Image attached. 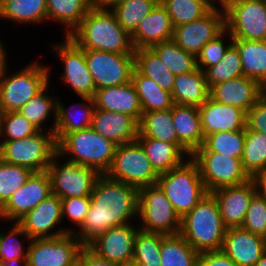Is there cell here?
Returning a JSON list of instances; mask_svg holds the SVG:
<instances>
[{"mask_svg": "<svg viewBox=\"0 0 266 266\" xmlns=\"http://www.w3.org/2000/svg\"><path fill=\"white\" fill-rule=\"evenodd\" d=\"M139 189L101 174L90 195L91 205L74 235L87 246L111 227L138 219Z\"/></svg>", "mask_w": 266, "mask_h": 266, "instance_id": "6da1fadb", "label": "cell"}, {"mask_svg": "<svg viewBox=\"0 0 266 266\" xmlns=\"http://www.w3.org/2000/svg\"><path fill=\"white\" fill-rule=\"evenodd\" d=\"M83 50L134 54L131 35L117 22L111 10L91 8L68 36Z\"/></svg>", "mask_w": 266, "mask_h": 266, "instance_id": "7a4b0ae2", "label": "cell"}, {"mask_svg": "<svg viewBox=\"0 0 266 266\" xmlns=\"http://www.w3.org/2000/svg\"><path fill=\"white\" fill-rule=\"evenodd\" d=\"M226 227L217 200L207 193L181 219L180 235L198 252L218 251L223 245Z\"/></svg>", "mask_w": 266, "mask_h": 266, "instance_id": "3957f363", "label": "cell"}, {"mask_svg": "<svg viewBox=\"0 0 266 266\" xmlns=\"http://www.w3.org/2000/svg\"><path fill=\"white\" fill-rule=\"evenodd\" d=\"M8 66L6 62L0 69V113L18 111L52 78L50 65L38 60L11 74Z\"/></svg>", "mask_w": 266, "mask_h": 266, "instance_id": "277c9868", "label": "cell"}, {"mask_svg": "<svg viewBox=\"0 0 266 266\" xmlns=\"http://www.w3.org/2000/svg\"><path fill=\"white\" fill-rule=\"evenodd\" d=\"M116 148V144L91 127L71 132L57 143V153L62 159L92 167L100 174H105L110 168Z\"/></svg>", "mask_w": 266, "mask_h": 266, "instance_id": "5b68a950", "label": "cell"}, {"mask_svg": "<svg viewBox=\"0 0 266 266\" xmlns=\"http://www.w3.org/2000/svg\"><path fill=\"white\" fill-rule=\"evenodd\" d=\"M182 219L208 193L197 164L189 157L180 166L160 173L156 183Z\"/></svg>", "mask_w": 266, "mask_h": 266, "instance_id": "8992f818", "label": "cell"}, {"mask_svg": "<svg viewBox=\"0 0 266 266\" xmlns=\"http://www.w3.org/2000/svg\"><path fill=\"white\" fill-rule=\"evenodd\" d=\"M57 154V142L53 132L38 133L16 140L0 141V159L23 166L32 172H44Z\"/></svg>", "mask_w": 266, "mask_h": 266, "instance_id": "52a82bcc", "label": "cell"}, {"mask_svg": "<svg viewBox=\"0 0 266 266\" xmlns=\"http://www.w3.org/2000/svg\"><path fill=\"white\" fill-rule=\"evenodd\" d=\"M138 218L145 232L176 235L181 230V218L157 184L139 189Z\"/></svg>", "mask_w": 266, "mask_h": 266, "instance_id": "ba28073f", "label": "cell"}, {"mask_svg": "<svg viewBox=\"0 0 266 266\" xmlns=\"http://www.w3.org/2000/svg\"><path fill=\"white\" fill-rule=\"evenodd\" d=\"M105 175L137 189L155 185L159 176L138 140L117 146L111 166Z\"/></svg>", "mask_w": 266, "mask_h": 266, "instance_id": "9c48e42d", "label": "cell"}, {"mask_svg": "<svg viewBox=\"0 0 266 266\" xmlns=\"http://www.w3.org/2000/svg\"><path fill=\"white\" fill-rule=\"evenodd\" d=\"M190 157L197 164L208 193L222 187L240 185L252 179L239 158L216 152H193Z\"/></svg>", "mask_w": 266, "mask_h": 266, "instance_id": "30bf717a", "label": "cell"}, {"mask_svg": "<svg viewBox=\"0 0 266 266\" xmlns=\"http://www.w3.org/2000/svg\"><path fill=\"white\" fill-rule=\"evenodd\" d=\"M47 172L51 179V192L61 199L90 196L96 180L101 175L92 167L67 160L64 162L58 153L50 162Z\"/></svg>", "mask_w": 266, "mask_h": 266, "instance_id": "8fae6325", "label": "cell"}, {"mask_svg": "<svg viewBox=\"0 0 266 266\" xmlns=\"http://www.w3.org/2000/svg\"><path fill=\"white\" fill-rule=\"evenodd\" d=\"M225 25L233 38L266 40V1L232 0L225 8Z\"/></svg>", "mask_w": 266, "mask_h": 266, "instance_id": "7c38bea8", "label": "cell"}, {"mask_svg": "<svg viewBox=\"0 0 266 266\" xmlns=\"http://www.w3.org/2000/svg\"><path fill=\"white\" fill-rule=\"evenodd\" d=\"M64 41L53 43L52 50L56 52L62 63L63 71L60 81L69 86L78 97L94 98L96 87L85 59V50L80 48L71 38L64 37Z\"/></svg>", "mask_w": 266, "mask_h": 266, "instance_id": "4fadbf2b", "label": "cell"}, {"mask_svg": "<svg viewBox=\"0 0 266 266\" xmlns=\"http://www.w3.org/2000/svg\"><path fill=\"white\" fill-rule=\"evenodd\" d=\"M85 59L96 90L131 82L135 69L134 54L85 50Z\"/></svg>", "mask_w": 266, "mask_h": 266, "instance_id": "5bb4252c", "label": "cell"}, {"mask_svg": "<svg viewBox=\"0 0 266 266\" xmlns=\"http://www.w3.org/2000/svg\"><path fill=\"white\" fill-rule=\"evenodd\" d=\"M84 245L73 234L55 238H34L28 243L27 266H68Z\"/></svg>", "mask_w": 266, "mask_h": 266, "instance_id": "9a60e30c", "label": "cell"}, {"mask_svg": "<svg viewBox=\"0 0 266 266\" xmlns=\"http://www.w3.org/2000/svg\"><path fill=\"white\" fill-rule=\"evenodd\" d=\"M51 193L49 173L33 172L0 208V222H18Z\"/></svg>", "mask_w": 266, "mask_h": 266, "instance_id": "2e32d148", "label": "cell"}, {"mask_svg": "<svg viewBox=\"0 0 266 266\" xmlns=\"http://www.w3.org/2000/svg\"><path fill=\"white\" fill-rule=\"evenodd\" d=\"M62 221L61 198L51 193L17 223L31 239L55 238L67 233H74L76 229H67L62 226L56 230Z\"/></svg>", "mask_w": 266, "mask_h": 266, "instance_id": "e0dca14e", "label": "cell"}, {"mask_svg": "<svg viewBox=\"0 0 266 266\" xmlns=\"http://www.w3.org/2000/svg\"><path fill=\"white\" fill-rule=\"evenodd\" d=\"M226 29L225 11L210 10L202 18L174 27L172 41L195 56Z\"/></svg>", "mask_w": 266, "mask_h": 266, "instance_id": "ac0fdd59", "label": "cell"}, {"mask_svg": "<svg viewBox=\"0 0 266 266\" xmlns=\"http://www.w3.org/2000/svg\"><path fill=\"white\" fill-rule=\"evenodd\" d=\"M135 224L111 227L97 236L87 247L99 257L121 266L132 263L135 236L139 227Z\"/></svg>", "mask_w": 266, "mask_h": 266, "instance_id": "d6986e66", "label": "cell"}, {"mask_svg": "<svg viewBox=\"0 0 266 266\" xmlns=\"http://www.w3.org/2000/svg\"><path fill=\"white\" fill-rule=\"evenodd\" d=\"M256 193L257 186L253 178L243 184L226 186L211 192L217 200L227 229L241 227L250 201Z\"/></svg>", "mask_w": 266, "mask_h": 266, "instance_id": "ffe728a7", "label": "cell"}, {"mask_svg": "<svg viewBox=\"0 0 266 266\" xmlns=\"http://www.w3.org/2000/svg\"><path fill=\"white\" fill-rule=\"evenodd\" d=\"M221 250L237 266H255L266 251V238L241 227L226 229Z\"/></svg>", "mask_w": 266, "mask_h": 266, "instance_id": "44dd1931", "label": "cell"}, {"mask_svg": "<svg viewBox=\"0 0 266 266\" xmlns=\"http://www.w3.org/2000/svg\"><path fill=\"white\" fill-rule=\"evenodd\" d=\"M204 138L212 133L246 130V112L209 97L199 108Z\"/></svg>", "mask_w": 266, "mask_h": 266, "instance_id": "7402d4cb", "label": "cell"}, {"mask_svg": "<svg viewBox=\"0 0 266 266\" xmlns=\"http://www.w3.org/2000/svg\"><path fill=\"white\" fill-rule=\"evenodd\" d=\"M266 92L255 79L240 76L221 82L210 89V97L218 103L232 105L247 112Z\"/></svg>", "mask_w": 266, "mask_h": 266, "instance_id": "603a6c76", "label": "cell"}, {"mask_svg": "<svg viewBox=\"0 0 266 266\" xmlns=\"http://www.w3.org/2000/svg\"><path fill=\"white\" fill-rule=\"evenodd\" d=\"M139 123L131 116L95 109L91 128L117 146L137 140Z\"/></svg>", "mask_w": 266, "mask_h": 266, "instance_id": "cb8c5ba5", "label": "cell"}, {"mask_svg": "<svg viewBox=\"0 0 266 266\" xmlns=\"http://www.w3.org/2000/svg\"><path fill=\"white\" fill-rule=\"evenodd\" d=\"M174 26L166 8L159 1L131 34L134 49L151 48L160 42L172 39Z\"/></svg>", "mask_w": 266, "mask_h": 266, "instance_id": "d4e9b609", "label": "cell"}, {"mask_svg": "<svg viewBox=\"0 0 266 266\" xmlns=\"http://www.w3.org/2000/svg\"><path fill=\"white\" fill-rule=\"evenodd\" d=\"M93 100L95 109L124 113L140 122L143 111L132 82L98 89Z\"/></svg>", "mask_w": 266, "mask_h": 266, "instance_id": "484cf974", "label": "cell"}, {"mask_svg": "<svg viewBox=\"0 0 266 266\" xmlns=\"http://www.w3.org/2000/svg\"><path fill=\"white\" fill-rule=\"evenodd\" d=\"M80 99H82L81 102L73 103L68 108L60 101V98L57 99L56 126L54 129L57 143L71 132L91 127L95 110L94 100L90 97H80Z\"/></svg>", "mask_w": 266, "mask_h": 266, "instance_id": "4316f807", "label": "cell"}, {"mask_svg": "<svg viewBox=\"0 0 266 266\" xmlns=\"http://www.w3.org/2000/svg\"><path fill=\"white\" fill-rule=\"evenodd\" d=\"M171 114L179 143L192 154L203 145L205 139L199 109L194 106L174 104Z\"/></svg>", "mask_w": 266, "mask_h": 266, "instance_id": "83f0119b", "label": "cell"}, {"mask_svg": "<svg viewBox=\"0 0 266 266\" xmlns=\"http://www.w3.org/2000/svg\"><path fill=\"white\" fill-rule=\"evenodd\" d=\"M171 94L174 104L199 108L210 97L205 72L197 68L193 72L176 75Z\"/></svg>", "mask_w": 266, "mask_h": 266, "instance_id": "f1b7e54d", "label": "cell"}, {"mask_svg": "<svg viewBox=\"0 0 266 266\" xmlns=\"http://www.w3.org/2000/svg\"><path fill=\"white\" fill-rule=\"evenodd\" d=\"M137 138H152L175 144L188 158L191 154L179 143L171 109L142 113Z\"/></svg>", "mask_w": 266, "mask_h": 266, "instance_id": "f546056e", "label": "cell"}, {"mask_svg": "<svg viewBox=\"0 0 266 266\" xmlns=\"http://www.w3.org/2000/svg\"><path fill=\"white\" fill-rule=\"evenodd\" d=\"M47 21L58 23L68 37L92 8V0H46Z\"/></svg>", "mask_w": 266, "mask_h": 266, "instance_id": "4dcf8cb0", "label": "cell"}, {"mask_svg": "<svg viewBox=\"0 0 266 266\" xmlns=\"http://www.w3.org/2000/svg\"><path fill=\"white\" fill-rule=\"evenodd\" d=\"M239 52L243 75L257 80L266 89V40L233 38Z\"/></svg>", "mask_w": 266, "mask_h": 266, "instance_id": "1f68e13d", "label": "cell"}, {"mask_svg": "<svg viewBox=\"0 0 266 266\" xmlns=\"http://www.w3.org/2000/svg\"><path fill=\"white\" fill-rule=\"evenodd\" d=\"M49 85H51V80L38 94L24 104L17 112L23 115L40 131L54 133L56 126L57 99L59 96H56L57 94L54 95V93L52 97L50 96ZM51 117H53V124L49 126L50 128L44 127L45 125L47 126L48 119L50 120Z\"/></svg>", "mask_w": 266, "mask_h": 266, "instance_id": "d6a6232c", "label": "cell"}, {"mask_svg": "<svg viewBox=\"0 0 266 266\" xmlns=\"http://www.w3.org/2000/svg\"><path fill=\"white\" fill-rule=\"evenodd\" d=\"M0 19L17 24L47 21L46 0H0Z\"/></svg>", "mask_w": 266, "mask_h": 266, "instance_id": "836d02e7", "label": "cell"}, {"mask_svg": "<svg viewBox=\"0 0 266 266\" xmlns=\"http://www.w3.org/2000/svg\"><path fill=\"white\" fill-rule=\"evenodd\" d=\"M137 140L158 174L168 172L188 159L175 144L152 138H137Z\"/></svg>", "mask_w": 266, "mask_h": 266, "instance_id": "e575fe53", "label": "cell"}, {"mask_svg": "<svg viewBox=\"0 0 266 266\" xmlns=\"http://www.w3.org/2000/svg\"><path fill=\"white\" fill-rule=\"evenodd\" d=\"M134 56L135 69L140 74L152 79L161 89L172 93L175 75L151 48L135 49Z\"/></svg>", "mask_w": 266, "mask_h": 266, "instance_id": "d590c367", "label": "cell"}, {"mask_svg": "<svg viewBox=\"0 0 266 266\" xmlns=\"http://www.w3.org/2000/svg\"><path fill=\"white\" fill-rule=\"evenodd\" d=\"M131 82L139 96L143 113L171 109L174 105L172 94L161 89L152 79L133 70Z\"/></svg>", "mask_w": 266, "mask_h": 266, "instance_id": "8d00e7d4", "label": "cell"}, {"mask_svg": "<svg viewBox=\"0 0 266 266\" xmlns=\"http://www.w3.org/2000/svg\"><path fill=\"white\" fill-rule=\"evenodd\" d=\"M199 253L180 235H166L161 242V266H197Z\"/></svg>", "mask_w": 266, "mask_h": 266, "instance_id": "74e56055", "label": "cell"}, {"mask_svg": "<svg viewBox=\"0 0 266 266\" xmlns=\"http://www.w3.org/2000/svg\"><path fill=\"white\" fill-rule=\"evenodd\" d=\"M151 49L175 76L190 73L197 69L196 56L186 52L172 40L155 44Z\"/></svg>", "mask_w": 266, "mask_h": 266, "instance_id": "f35d334b", "label": "cell"}, {"mask_svg": "<svg viewBox=\"0 0 266 266\" xmlns=\"http://www.w3.org/2000/svg\"><path fill=\"white\" fill-rule=\"evenodd\" d=\"M241 160L251 178L266 171V134L246 129Z\"/></svg>", "mask_w": 266, "mask_h": 266, "instance_id": "ab89813d", "label": "cell"}, {"mask_svg": "<svg viewBox=\"0 0 266 266\" xmlns=\"http://www.w3.org/2000/svg\"><path fill=\"white\" fill-rule=\"evenodd\" d=\"M246 130L217 132L205 137L203 145L194 152H216L242 158Z\"/></svg>", "mask_w": 266, "mask_h": 266, "instance_id": "60d3db41", "label": "cell"}, {"mask_svg": "<svg viewBox=\"0 0 266 266\" xmlns=\"http://www.w3.org/2000/svg\"><path fill=\"white\" fill-rule=\"evenodd\" d=\"M158 2L159 0H123L111 11L117 22L131 35L141 20L154 9Z\"/></svg>", "mask_w": 266, "mask_h": 266, "instance_id": "b9f144b4", "label": "cell"}, {"mask_svg": "<svg viewBox=\"0 0 266 266\" xmlns=\"http://www.w3.org/2000/svg\"><path fill=\"white\" fill-rule=\"evenodd\" d=\"M166 235L138 230L132 263L137 266H161L160 249Z\"/></svg>", "mask_w": 266, "mask_h": 266, "instance_id": "7bdbcfd3", "label": "cell"}, {"mask_svg": "<svg viewBox=\"0 0 266 266\" xmlns=\"http://www.w3.org/2000/svg\"><path fill=\"white\" fill-rule=\"evenodd\" d=\"M206 81L211 89L214 85L243 76V68L238 50L232 44L223 58L205 71Z\"/></svg>", "mask_w": 266, "mask_h": 266, "instance_id": "ee69618b", "label": "cell"}, {"mask_svg": "<svg viewBox=\"0 0 266 266\" xmlns=\"http://www.w3.org/2000/svg\"><path fill=\"white\" fill-rule=\"evenodd\" d=\"M171 17L174 27L202 18L211 9L201 0H159Z\"/></svg>", "mask_w": 266, "mask_h": 266, "instance_id": "f6af8a7d", "label": "cell"}, {"mask_svg": "<svg viewBox=\"0 0 266 266\" xmlns=\"http://www.w3.org/2000/svg\"><path fill=\"white\" fill-rule=\"evenodd\" d=\"M0 229V262L10 261L11 259H27L28 244L24 246L19 238L21 236L27 243L31 238L23 230V228L14 222L12 228L8 232ZM26 247V248H25Z\"/></svg>", "mask_w": 266, "mask_h": 266, "instance_id": "bcb514c9", "label": "cell"}, {"mask_svg": "<svg viewBox=\"0 0 266 266\" xmlns=\"http://www.w3.org/2000/svg\"><path fill=\"white\" fill-rule=\"evenodd\" d=\"M32 173L26 167L10 164L0 159V208L16 190L25 184Z\"/></svg>", "mask_w": 266, "mask_h": 266, "instance_id": "7dc6e473", "label": "cell"}, {"mask_svg": "<svg viewBox=\"0 0 266 266\" xmlns=\"http://www.w3.org/2000/svg\"><path fill=\"white\" fill-rule=\"evenodd\" d=\"M39 131L17 111L0 113V141L22 139Z\"/></svg>", "mask_w": 266, "mask_h": 266, "instance_id": "c3c4849f", "label": "cell"}, {"mask_svg": "<svg viewBox=\"0 0 266 266\" xmlns=\"http://www.w3.org/2000/svg\"><path fill=\"white\" fill-rule=\"evenodd\" d=\"M232 41L233 37L226 29L215 39L209 41L196 56L197 68L205 72L209 67L216 65L233 44Z\"/></svg>", "mask_w": 266, "mask_h": 266, "instance_id": "681fc988", "label": "cell"}, {"mask_svg": "<svg viewBox=\"0 0 266 266\" xmlns=\"http://www.w3.org/2000/svg\"><path fill=\"white\" fill-rule=\"evenodd\" d=\"M241 228L266 238V199L258 192L250 201Z\"/></svg>", "mask_w": 266, "mask_h": 266, "instance_id": "f907efd6", "label": "cell"}, {"mask_svg": "<svg viewBox=\"0 0 266 266\" xmlns=\"http://www.w3.org/2000/svg\"><path fill=\"white\" fill-rule=\"evenodd\" d=\"M61 201L63 220L68 219L73 222L72 225L80 227L91 205L90 196L65 198Z\"/></svg>", "mask_w": 266, "mask_h": 266, "instance_id": "816d5d0a", "label": "cell"}, {"mask_svg": "<svg viewBox=\"0 0 266 266\" xmlns=\"http://www.w3.org/2000/svg\"><path fill=\"white\" fill-rule=\"evenodd\" d=\"M246 129L266 134V92L246 112Z\"/></svg>", "mask_w": 266, "mask_h": 266, "instance_id": "f5cc1de1", "label": "cell"}, {"mask_svg": "<svg viewBox=\"0 0 266 266\" xmlns=\"http://www.w3.org/2000/svg\"><path fill=\"white\" fill-rule=\"evenodd\" d=\"M197 266H237L222 250L199 253Z\"/></svg>", "mask_w": 266, "mask_h": 266, "instance_id": "db71d44e", "label": "cell"}, {"mask_svg": "<svg viewBox=\"0 0 266 266\" xmlns=\"http://www.w3.org/2000/svg\"><path fill=\"white\" fill-rule=\"evenodd\" d=\"M84 263V266H121L117 263L103 259L91 251L87 246L81 249L78 256Z\"/></svg>", "mask_w": 266, "mask_h": 266, "instance_id": "11a10c76", "label": "cell"}, {"mask_svg": "<svg viewBox=\"0 0 266 266\" xmlns=\"http://www.w3.org/2000/svg\"><path fill=\"white\" fill-rule=\"evenodd\" d=\"M123 0H92V7L102 10H111Z\"/></svg>", "mask_w": 266, "mask_h": 266, "instance_id": "9f6ffc18", "label": "cell"}, {"mask_svg": "<svg viewBox=\"0 0 266 266\" xmlns=\"http://www.w3.org/2000/svg\"><path fill=\"white\" fill-rule=\"evenodd\" d=\"M257 186V192L266 199V171L257 174L254 178Z\"/></svg>", "mask_w": 266, "mask_h": 266, "instance_id": "6f0895ef", "label": "cell"}, {"mask_svg": "<svg viewBox=\"0 0 266 266\" xmlns=\"http://www.w3.org/2000/svg\"><path fill=\"white\" fill-rule=\"evenodd\" d=\"M205 5H207L211 10L225 11L226 6L232 0H201ZM219 6V7H218Z\"/></svg>", "mask_w": 266, "mask_h": 266, "instance_id": "680465c9", "label": "cell"}, {"mask_svg": "<svg viewBox=\"0 0 266 266\" xmlns=\"http://www.w3.org/2000/svg\"><path fill=\"white\" fill-rule=\"evenodd\" d=\"M0 266H27V259H11L10 261L0 262Z\"/></svg>", "mask_w": 266, "mask_h": 266, "instance_id": "91938a15", "label": "cell"}, {"mask_svg": "<svg viewBox=\"0 0 266 266\" xmlns=\"http://www.w3.org/2000/svg\"><path fill=\"white\" fill-rule=\"evenodd\" d=\"M7 51V49L5 48V46H4V44L2 43V40H0V69L2 68V66L6 63V62H8V60H7V53L8 52H6Z\"/></svg>", "mask_w": 266, "mask_h": 266, "instance_id": "94428289", "label": "cell"}, {"mask_svg": "<svg viewBox=\"0 0 266 266\" xmlns=\"http://www.w3.org/2000/svg\"><path fill=\"white\" fill-rule=\"evenodd\" d=\"M255 266H266V251L265 253L261 256V258L257 261Z\"/></svg>", "mask_w": 266, "mask_h": 266, "instance_id": "6125c7cd", "label": "cell"}, {"mask_svg": "<svg viewBox=\"0 0 266 266\" xmlns=\"http://www.w3.org/2000/svg\"><path fill=\"white\" fill-rule=\"evenodd\" d=\"M68 266H84L83 261L78 257L77 259H75L71 264H69Z\"/></svg>", "mask_w": 266, "mask_h": 266, "instance_id": "be15d7a7", "label": "cell"}, {"mask_svg": "<svg viewBox=\"0 0 266 266\" xmlns=\"http://www.w3.org/2000/svg\"><path fill=\"white\" fill-rule=\"evenodd\" d=\"M128 266H137V265H135V264L131 263V264H129Z\"/></svg>", "mask_w": 266, "mask_h": 266, "instance_id": "e7e4bbea", "label": "cell"}]
</instances>
